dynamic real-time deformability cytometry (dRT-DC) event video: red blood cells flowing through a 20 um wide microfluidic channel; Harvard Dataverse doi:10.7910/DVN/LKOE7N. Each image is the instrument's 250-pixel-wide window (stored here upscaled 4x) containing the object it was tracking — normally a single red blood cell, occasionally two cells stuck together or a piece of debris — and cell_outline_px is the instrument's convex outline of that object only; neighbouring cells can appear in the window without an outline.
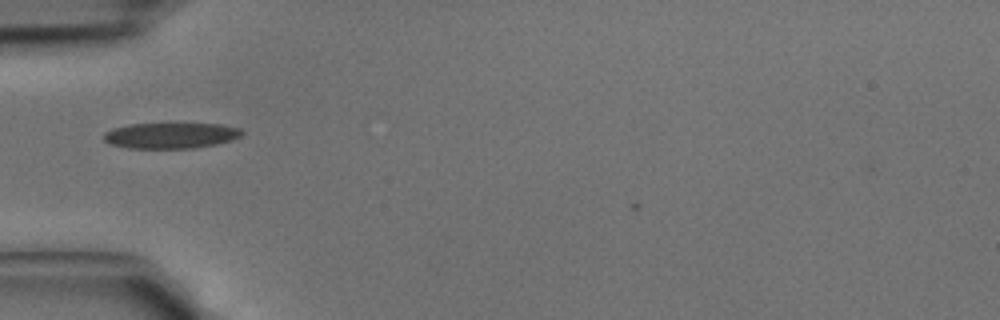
{"species": "common noctule bat (a hibernating species)", "species_latin": "Nyctalus noctula", "temperature_condition": "cold", "stored_images_in_passage": 7, "camera_frame_rate_fps": 3000, "um_per_image_px": 0.085, "animal": {"sex": "male", "body_mass_g": 15.6}, "frame": {"image": 1, "passage_image": 5, "time_ms": 1.333, "image_size_px": [1000, 320], "cell_outline_px": [[244, 132], [240, 136], [232, 140], [216, 144], [192, 148], [128, 148], [108, 144], [104, 140], [104, 132], [112, 128], [128, 124], [168, 120], [220, 124], [240, 128]], "centroid_in_image_um": [14.49, 11.45], "position_along_channel_um": 70.5, "area_um2": 22.08}}